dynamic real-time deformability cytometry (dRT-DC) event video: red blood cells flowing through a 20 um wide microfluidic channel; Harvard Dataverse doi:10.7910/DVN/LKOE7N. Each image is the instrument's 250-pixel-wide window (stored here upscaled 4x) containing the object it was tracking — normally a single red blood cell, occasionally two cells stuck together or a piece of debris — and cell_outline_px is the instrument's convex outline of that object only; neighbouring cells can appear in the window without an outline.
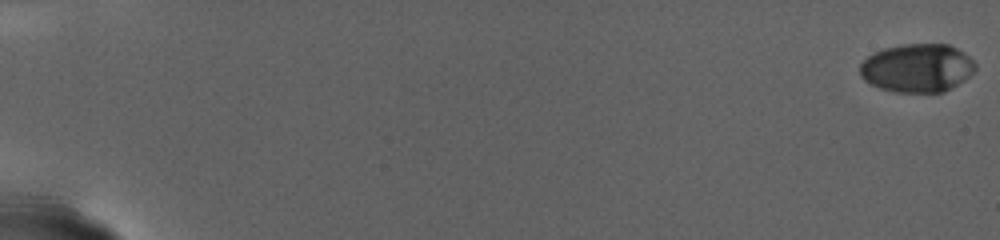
{"species": "human", "species_latin": "Homo sapiens", "temperature_condition": "warm", "stored_images_in_passage": 84, "camera_frame_rate_fps": 3000, "um_per_image_px": 0.085, "donor": {"sex": "female"}, "frame": {"image": 1, "passage_image": 1, "time_ms": 0.0, "image_size_px": [1000, 240], "cell_outline_px": [[976, 68], [964, 80], [944, 92], [896, 92], [880, 88], [864, 80], [860, 76], [860, 64], [872, 52], [884, 48], [900, 44], [948, 44], [964, 52], [976, 64]], "centroid_in_image_um": [77.94, 5.77], "position_along_channel_um": 7.1, "area_um2": 32.6}}
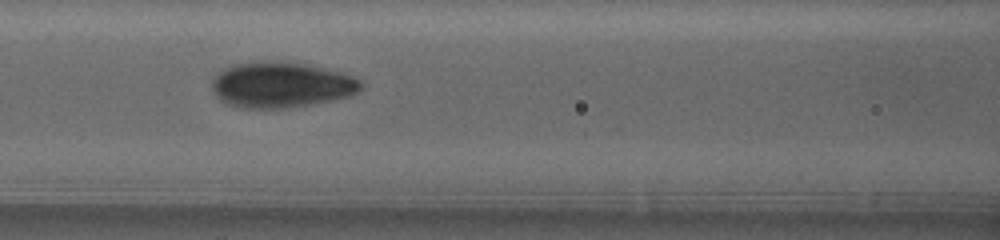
{"frame": {"image": 2, "passage_image": 47, "time_ms": 15.333, "image_size_px": [1000, 240], "cell_outline_px": [[364, 84], [360, 92], [352, 96], [312, 104], [288, 108], [240, 108], [228, 104], [220, 100], [216, 96], [212, 88], [212, 80], [216, 72], [232, 64], [256, 60], [276, 60], [308, 64], [340, 72], [352, 76], [360, 80]], "centroid_in_image_um": [23.89, 7.19], "position_along_channel_um": 142.7, "area_um2": 40.46}}
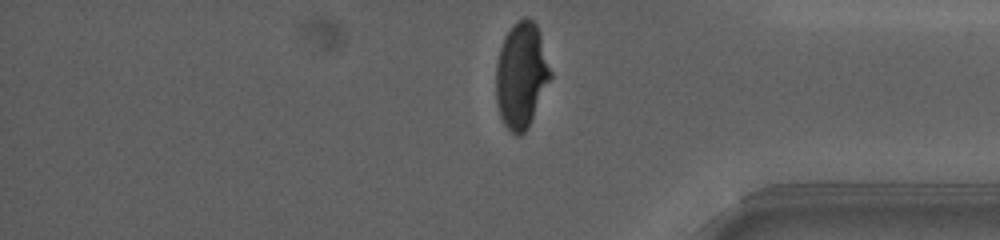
{"frame": {"image": 3, "passage_image": 82, "time_ms": 27.0, "image_size_px": [1000, 240], "cell_outline_px": [[552, 76], [528, 128], [520, 136], [516, 136], [504, 124], [500, 116], [496, 104], [496, 64], [500, 48], [504, 36], [512, 24], [516, 20], [524, 16], [528, 16], [536, 24], [540, 32], [552, 72]], "centroid_in_image_um": [44.31, 6.36], "position_along_channel_um": 390.9, "area_um2": 33.99}}